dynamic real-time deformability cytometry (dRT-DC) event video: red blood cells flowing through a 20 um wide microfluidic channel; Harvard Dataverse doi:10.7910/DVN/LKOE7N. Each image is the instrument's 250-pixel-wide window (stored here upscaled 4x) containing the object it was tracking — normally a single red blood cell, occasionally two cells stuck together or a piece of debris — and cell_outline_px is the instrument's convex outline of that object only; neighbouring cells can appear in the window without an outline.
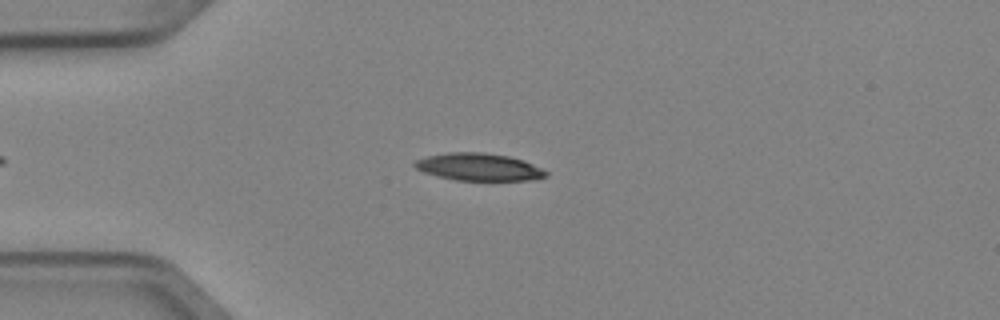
{"species": "Egyptian fruit bat (a non-hibernating species)", "species_latin": "Rousettus aegyptiacus", "temperature_condition": "cold", "stored_images_in_passage": 7, "camera_frame_rate_fps": 3000, "um_per_image_px": 0.085, "animal": {"sex": "female"}, "frame": {"image": 1, "passage_image": 4, "time_ms": 1.0, "image_size_px": [1000, 320], "cell_outline_px": [[548, 176], [536, 180], [456, 180], [436, 176], [424, 172], [416, 168], [412, 164], [416, 160], [428, 156], [448, 152], [484, 152], [508, 156], [524, 160], [548, 172]], "centroid_in_image_um": [40.71, 14.19], "position_along_channel_um": 44.3, "area_um2": 20.98}}
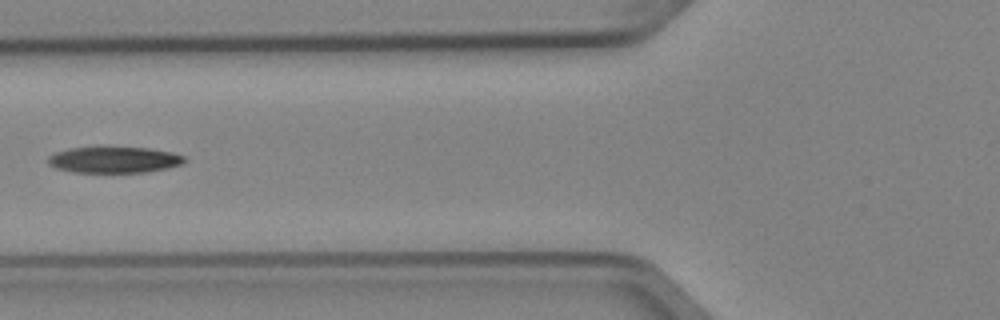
{"frame": {"image": 2, "passage_image": 6, "time_ms": 1.667, "image_size_px": [1000, 320], "cell_outline_px": [[184, 164], [168, 168], [148, 172], [76, 172], [56, 168], [48, 164], [48, 156], [56, 152], [68, 148], [96, 144], [100, 144], [148, 148], [172, 152], [184, 156]], "centroid_in_image_um": [9.67, 13.53], "position_along_channel_um": 116.1, "area_um2": 21.79}}
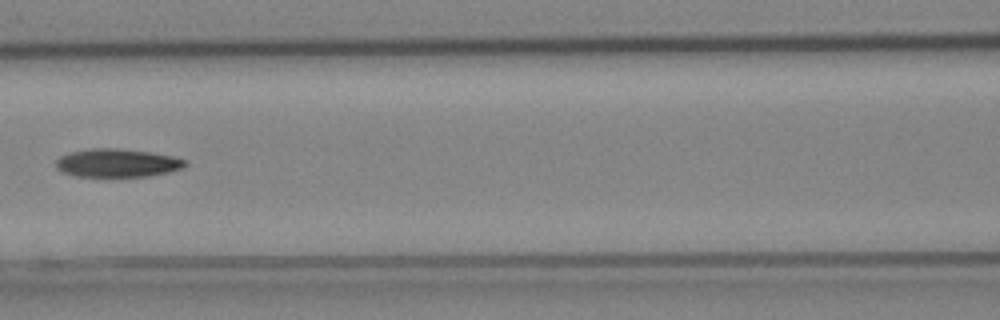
{"frame": {"image": 3, "passage_image": 7, "time_ms": 2.0, "image_size_px": [1000, 320], "cell_outline_px": [[188, 164], [180, 168], [168, 172], [144, 176], [76, 176], [64, 172], [56, 168], [56, 160], [60, 156], [72, 152], [92, 148], [116, 148], [148, 152], [172, 156], [188, 160]], "centroid_in_image_um": [9.96, 13.84], "position_along_channel_um": 156.6, "area_um2": 20.98}}